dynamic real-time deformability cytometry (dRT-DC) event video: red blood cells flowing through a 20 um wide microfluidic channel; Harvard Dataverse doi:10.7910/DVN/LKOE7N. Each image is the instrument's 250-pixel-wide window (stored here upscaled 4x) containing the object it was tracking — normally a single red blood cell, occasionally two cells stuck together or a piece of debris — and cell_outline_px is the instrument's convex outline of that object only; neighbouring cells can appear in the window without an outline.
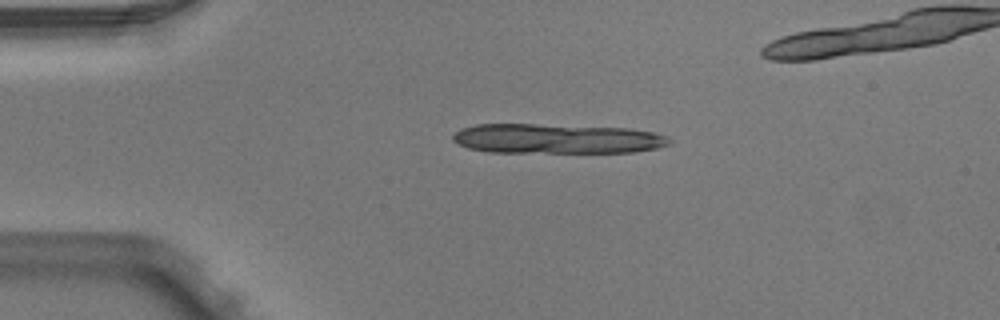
{"species": "Egyptian fruit bat (a non-hibernating species)", "species_latin": "Rousettus aegyptiacus", "temperature_condition": "warm", "stored_images_in_passage": 3, "camera_frame_rate_fps": 3000, "um_per_image_px": 0.085, "animal": {"sex": "male"}, "frame": {"image": 1, "passage_image": 1, "time_ms": 0.0, "image_size_px": [1000, 320], "cell_outline_px": [[672, 140], [668, 144], [656, 148], [636, 152], [488, 152], [468, 148], [452, 140], [452, 136], [460, 128], [476, 124], [536, 124], [628, 128], [652, 132], [668, 136]], "centroid_in_image_um": [47.31, 11.78], "position_along_channel_um": 37.7, "area_um2": 37.57}}